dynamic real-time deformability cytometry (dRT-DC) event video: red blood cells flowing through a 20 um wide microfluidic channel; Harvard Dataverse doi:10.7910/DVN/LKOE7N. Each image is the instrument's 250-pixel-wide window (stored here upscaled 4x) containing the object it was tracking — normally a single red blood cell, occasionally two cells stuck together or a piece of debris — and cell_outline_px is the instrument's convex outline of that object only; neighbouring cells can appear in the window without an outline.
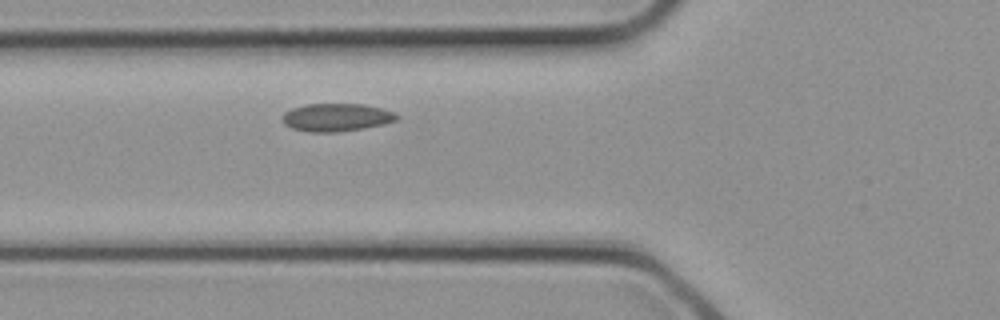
{"species": "common noctule bat (a hibernating species)", "species_latin": "Nyctalus noctula", "temperature_condition": "cold", "stored_images_in_passage": 6, "camera_frame_rate_fps": 3000, "um_per_image_px": 0.085, "animal": {"sex": "female", "body_mass_g": 21.9}, "frame": {"image": 1, "passage_image": 4, "time_ms": 1.0, "image_size_px": [1000, 320], "cell_outline_px": [[400, 116], [396, 120], [384, 124], [364, 128], [336, 132], [308, 132], [292, 128], [284, 124], [284, 112], [292, 108], [308, 104], [364, 104], [384, 108], [396, 112]], "centroid_in_image_um": [28.65, 9.97], "position_along_channel_um": 97.1, "area_um2": 18.67}}
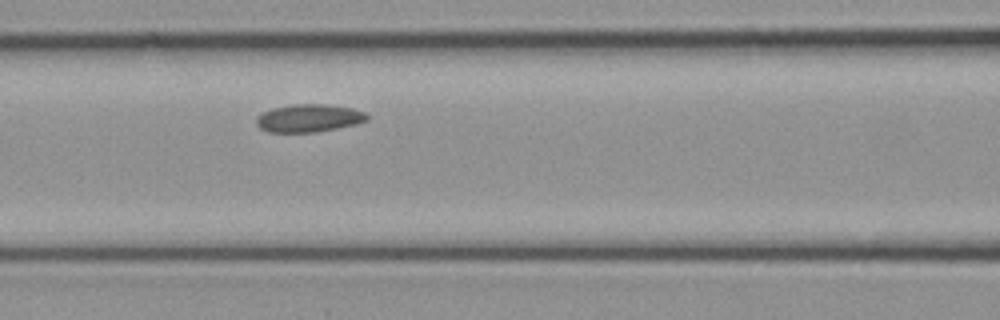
{"frame": {"image": 2, "passage_image": 6, "time_ms": 1.667, "image_size_px": [1000, 320], "cell_outline_px": [[368, 120], [356, 124], [316, 132], [268, 132], [260, 128], [256, 124], [256, 116], [272, 108], [292, 104], [328, 104], [352, 108], [364, 112], [368, 116]], "centroid_in_image_um": [26.24, 10.03], "position_along_channel_um": 140.4, "area_um2": 17.98}}